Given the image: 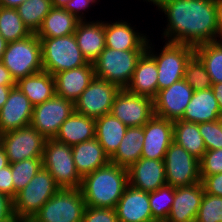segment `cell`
Listing matches in <instances>:
<instances>
[{"label": "cell", "instance_id": "8", "mask_svg": "<svg viewBox=\"0 0 222 222\" xmlns=\"http://www.w3.org/2000/svg\"><path fill=\"white\" fill-rule=\"evenodd\" d=\"M42 164L61 188H80L82 177L76 170L72 146L49 138L44 145Z\"/></svg>", "mask_w": 222, "mask_h": 222}, {"label": "cell", "instance_id": "2", "mask_svg": "<svg viewBox=\"0 0 222 222\" xmlns=\"http://www.w3.org/2000/svg\"><path fill=\"white\" fill-rule=\"evenodd\" d=\"M128 185L127 168L109 163L85 175L80 190L86 206L115 209Z\"/></svg>", "mask_w": 222, "mask_h": 222}, {"label": "cell", "instance_id": "13", "mask_svg": "<svg viewBox=\"0 0 222 222\" xmlns=\"http://www.w3.org/2000/svg\"><path fill=\"white\" fill-rule=\"evenodd\" d=\"M75 111L74 102L56 94L34 106L31 126L46 139L55 138L62 123Z\"/></svg>", "mask_w": 222, "mask_h": 222}, {"label": "cell", "instance_id": "15", "mask_svg": "<svg viewBox=\"0 0 222 222\" xmlns=\"http://www.w3.org/2000/svg\"><path fill=\"white\" fill-rule=\"evenodd\" d=\"M193 92V88L184 79L158 91L153 99L154 115L171 121L181 119Z\"/></svg>", "mask_w": 222, "mask_h": 222}, {"label": "cell", "instance_id": "58", "mask_svg": "<svg viewBox=\"0 0 222 222\" xmlns=\"http://www.w3.org/2000/svg\"><path fill=\"white\" fill-rule=\"evenodd\" d=\"M152 222H167L166 220H154Z\"/></svg>", "mask_w": 222, "mask_h": 222}, {"label": "cell", "instance_id": "49", "mask_svg": "<svg viewBox=\"0 0 222 222\" xmlns=\"http://www.w3.org/2000/svg\"><path fill=\"white\" fill-rule=\"evenodd\" d=\"M16 85H0V109L7 101L8 95L13 87Z\"/></svg>", "mask_w": 222, "mask_h": 222}, {"label": "cell", "instance_id": "18", "mask_svg": "<svg viewBox=\"0 0 222 222\" xmlns=\"http://www.w3.org/2000/svg\"><path fill=\"white\" fill-rule=\"evenodd\" d=\"M34 106L24 93L13 87L0 109V132L4 134L31 124Z\"/></svg>", "mask_w": 222, "mask_h": 222}, {"label": "cell", "instance_id": "12", "mask_svg": "<svg viewBox=\"0 0 222 222\" xmlns=\"http://www.w3.org/2000/svg\"><path fill=\"white\" fill-rule=\"evenodd\" d=\"M120 89L114 83L95 77L74 102L75 112L94 119L109 114Z\"/></svg>", "mask_w": 222, "mask_h": 222}, {"label": "cell", "instance_id": "38", "mask_svg": "<svg viewBox=\"0 0 222 222\" xmlns=\"http://www.w3.org/2000/svg\"><path fill=\"white\" fill-rule=\"evenodd\" d=\"M184 80L194 91L205 90L212 87L210 75L207 73L204 64L195 54L186 64Z\"/></svg>", "mask_w": 222, "mask_h": 222}, {"label": "cell", "instance_id": "6", "mask_svg": "<svg viewBox=\"0 0 222 222\" xmlns=\"http://www.w3.org/2000/svg\"><path fill=\"white\" fill-rule=\"evenodd\" d=\"M39 39L43 69L52 76L62 71L82 67L88 63L81 53L74 34Z\"/></svg>", "mask_w": 222, "mask_h": 222}, {"label": "cell", "instance_id": "14", "mask_svg": "<svg viewBox=\"0 0 222 222\" xmlns=\"http://www.w3.org/2000/svg\"><path fill=\"white\" fill-rule=\"evenodd\" d=\"M110 113L127 127L143 126L154 116L153 99L123 88L116 94Z\"/></svg>", "mask_w": 222, "mask_h": 222}, {"label": "cell", "instance_id": "56", "mask_svg": "<svg viewBox=\"0 0 222 222\" xmlns=\"http://www.w3.org/2000/svg\"><path fill=\"white\" fill-rule=\"evenodd\" d=\"M11 222H26V221H25V220H22V219L15 218V219L12 220Z\"/></svg>", "mask_w": 222, "mask_h": 222}, {"label": "cell", "instance_id": "57", "mask_svg": "<svg viewBox=\"0 0 222 222\" xmlns=\"http://www.w3.org/2000/svg\"><path fill=\"white\" fill-rule=\"evenodd\" d=\"M91 2H93L94 4H99L98 2H100V0H90Z\"/></svg>", "mask_w": 222, "mask_h": 222}, {"label": "cell", "instance_id": "50", "mask_svg": "<svg viewBox=\"0 0 222 222\" xmlns=\"http://www.w3.org/2000/svg\"><path fill=\"white\" fill-rule=\"evenodd\" d=\"M211 88L214 92L215 98L217 99L218 106L222 114V83H212Z\"/></svg>", "mask_w": 222, "mask_h": 222}, {"label": "cell", "instance_id": "33", "mask_svg": "<svg viewBox=\"0 0 222 222\" xmlns=\"http://www.w3.org/2000/svg\"><path fill=\"white\" fill-rule=\"evenodd\" d=\"M195 55L204 64L212 83H222V40L196 46Z\"/></svg>", "mask_w": 222, "mask_h": 222}, {"label": "cell", "instance_id": "35", "mask_svg": "<svg viewBox=\"0 0 222 222\" xmlns=\"http://www.w3.org/2000/svg\"><path fill=\"white\" fill-rule=\"evenodd\" d=\"M52 8V0H28L16 9L28 29L32 33H36Z\"/></svg>", "mask_w": 222, "mask_h": 222}, {"label": "cell", "instance_id": "23", "mask_svg": "<svg viewBox=\"0 0 222 222\" xmlns=\"http://www.w3.org/2000/svg\"><path fill=\"white\" fill-rule=\"evenodd\" d=\"M74 36L83 57L93 63L105 48V21H79Z\"/></svg>", "mask_w": 222, "mask_h": 222}, {"label": "cell", "instance_id": "36", "mask_svg": "<svg viewBox=\"0 0 222 222\" xmlns=\"http://www.w3.org/2000/svg\"><path fill=\"white\" fill-rule=\"evenodd\" d=\"M43 167L42 158L25 159L11 163L12 181L14 184V198Z\"/></svg>", "mask_w": 222, "mask_h": 222}, {"label": "cell", "instance_id": "21", "mask_svg": "<svg viewBox=\"0 0 222 222\" xmlns=\"http://www.w3.org/2000/svg\"><path fill=\"white\" fill-rule=\"evenodd\" d=\"M201 182L174 188V201L167 222H195L204 196Z\"/></svg>", "mask_w": 222, "mask_h": 222}, {"label": "cell", "instance_id": "54", "mask_svg": "<svg viewBox=\"0 0 222 222\" xmlns=\"http://www.w3.org/2000/svg\"><path fill=\"white\" fill-rule=\"evenodd\" d=\"M71 0H52L53 7L55 8H65L66 4Z\"/></svg>", "mask_w": 222, "mask_h": 222}, {"label": "cell", "instance_id": "45", "mask_svg": "<svg viewBox=\"0 0 222 222\" xmlns=\"http://www.w3.org/2000/svg\"><path fill=\"white\" fill-rule=\"evenodd\" d=\"M11 164L0 169V193L14 199V184L12 181Z\"/></svg>", "mask_w": 222, "mask_h": 222}, {"label": "cell", "instance_id": "1", "mask_svg": "<svg viewBox=\"0 0 222 222\" xmlns=\"http://www.w3.org/2000/svg\"><path fill=\"white\" fill-rule=\"evenodd\" d=\"M164 12L166 28L163 42L181 43L196 47L218 41L215 0H143Z\"/></svg>", "mask_w": 222, "mask_h": 222}, {"label": "cell", "instance_id": "7", "mask_svg": "<svg viewBox=\"0 0 222 222\" xmlns=\"http://www.w3.org/2000/svg\"><path fill=\"white\" fill-rule=\"evenodd\" d=\"M146 50H115L105 47L93 62L95 77L118 85L130 83L137 62Z\"/></svg>", "mask_w": 222, "mask_h": 222}, {"label": "cell", "instance_id": "55", "mask_svg": "<svg viewBox=\"0 0 222 222\" xmlns=\"http://www.w3.org/2000/svg\"><path fill=\"white\" fill-rule=\"evenodd\" d=\"M219 125H220V128L222 130V114L219 115L218 119H217Z\"/></svg>", "mask_w": 222, "mask_h": 222}, {"label": "cell", "instance_id": "47", "mask_svg": "<svg viewBox=\"0 0 222 222\" xmlns=\"http://www.w3.org/2000/svg\"><path fill=\"white\" fill-rule=\"evenodd\" d=\"M0 85H16V81L12 77L9 70L0 61Z\"/></svg>", "mask_w": 222, "mask_h": 222}, {"label": "cell", "instance_id": "53", "mask_svg": "<svg viewBox=\"0 0 222 222\" xmlns=\"http://www.w3.org/2000/svg\"><path fill=\"white\" fill-rule=\"evenodd\" d=\"M8 42L0 34V61L2 60L3 54L6 51Z\"/></svg>", "mask_w": 222, "mask_h": 222}, {"label": "cell", "instance_id": "17", "mask_svg": "<svg viewBox=\"0 0 222 222\" xmlns=\"http://www.w3.org/2000/svg\"><path fill=\"white\" fill-rule=\"evenodd\" d=\"M132 25L128 20H119V18L115 22L105 21V47L118 51L146 50L149 35Z\"/></svg>", "mask_w": 222, "mask_h": 222}, {"label": "cell", "instance_id": "19", "mask_svg": "<svg viewBox=\"0 0 222 222\" xmlns=\"http://www.w3.org/2000/svg\"><path fill=\"white\" fill-rule=\"evenodd\" d=\"M129 185L144 192H153L166 185L164 160L140 158L128 169Z\"/></svg>", "mask_w": 222, "mask_h": 222}, {"label": "cell", "instance_id": "24", "mask_svg": "<svg viewBox=\"0 0 222 222\" xmlns=\"http://www.w3.org/2000/svg\"><path fill=\"white\" fill-rule=\"evenodd\" d=\"M127 91L154 99L158 93V68L155 59L145 51L139 58Z\"/></svg>", "mask_w": 222, "mask_h": 222}, {"label": "cell", "instance_id": "39", "mask_svg": "<svg viewBox=\"0 0 222 222\" xmlns=\"http://www.w3.org/2000/svg\"><path fill=\"white\" fill-rule=\"evenodd\" d=\"M195 222H222V197L204 193Z\"/></svg>", "mask_w": 222, "mask_h": 222}, {"label": "cell", "instance_id": "41", "mask_svg": "<svg viewBox=\"0 0 222 222\" xmlns=\"http://www.w3.org/2000/svg\"><path fill=\"white\" fill-rule=\"evenodd\" d=\"M222 172V148L208 150L200 159V176L215 175Z\"/></svg>", "mask_w": 222, "mask_h": 222}, {"label": "cell", "instance_id": "10", "mask_svg": "<svg viewBox=\"0 0 222 222\" xmlns=\"http://www.w3.org/2000/svg\"><path fill=\"white\" fill-rule=\"evenodd\" d=\"M166 184L173 188L187 187L201 182L200 160L174 141L164 157Z\"/></svg>", "mask_w": 222, "mask_h": 222}, {"label": "cell", "instance_id": "51", "mask_svg": "<svg viewBox=\"0 0 222 222\" xmlns=\"http://www.w3.org/2000/svg\"><path fill=\"white\" fill-rule=\"evenodd\" d=\"M25 1L28 0H0V6L16 9Z\"/></svg>", "mask_w": 222, "mask_h": 222}, {"label": "cell", "instance_id": "40", "mask_svg": "<svg viewBox=\"0 0 222 222\" xmlns=\"http://www.w3.org/2000/svg\"><path fill=\"white\" fill-rule=\"evenodd\" d=\"M198 129L207 151L222 148V130L218 121L199 123Z\"/></svg>", "mask_w": 222, "mask_h": 222}, {"label": "cell", "instance_id": "31", "mask_svg": "<svg viewBox=\"0 0 222 222\" xmlns=\"http://www.w3.org/2000/svg\"><path fill=\"white\" fill-rule=\"evenodd\" d=\"M79 20L64 8L53 7L35 33L38 38L64 37L74 34Z\"/></svg>", "mask_w": 222, "mask_h": 222}, {"label": "cell", "instance_id": "29", "mask_svg": "<svg viewBox=\"0 0 222 222\" xmlns=\"http://www.w3.org/2000/svg\"><path fill=\"white\" fill-rule=\"evenodd\" d=\"M127 128L111 113L95 119V138L109 158L116 152Z\"/></svg>", "mask_w": 222, "mask_h": 222}, {"label": "cell", "instance_id": "26", "mask_svg": "<svg viewBox=\"0 0 222 222\" xmlns=\"http://www.w3.org/2000/svg\"><path fill=\"white\" fill-rule=\"evenodd\" d=\"M221 111L212 88L194 91L181 120L196 124L217 121Z\"/></svg>", "mask_w": 222, "mask_h": 222}, {"label": "cell", "instance_id": "44", "mask_svg": "<svg viewBox=\"0 0 222 222\" xmlns=\"http://www.w3.org/2000/svg\"><path fill=\"white\" fill-rule=\"evenodd\" d=\"M200 177L205 193L222 197V172Z\"/></svg>", "mask_w": 222, "mask_h": 222}, {"label": "cell", "instance_id": "11", "mask_svg": "<svg viewBox=\"0 0 222 222\" xmlns=\"http://www.w3.org/2000/svg\"><path fill=\"white\" fill-rule=\"evenodd\" d=\"M46 138L31 125L1 135V147L9 164L25 159L42 158Z\"/></svg>", "mask_w": 222, "mask_h": 222}, {"label": "cell", "instance_id": "3", "mask_svg": "<svg viewBox=\"0 0 222 222\" xmlns=\"http://www.w3.org/2000/svg\"><path fill=\"white\" fill-rule=\"evenodd\" d=\"M148 40L146 51L155 59L158 68V91L170 87L173 83L184 79L185 67L195 54V47L165 42L164 46L155 51V43Z\"/></svg>", "mask_w": 222, "mask_h": 222}, {"label": "cell", "instance_id": "22", "mask_svg": "<svg viewBox=\"0 0 222 222\" xmlns=\"http://www.w3.org/2000/svg\"><path fill=\"white\" fill-rule=\"evenodd\" d=\"M56 95L75 102L95 78L93 63L53 75Z\"/></svg>", "mask_w": 222, "mask_h": 222}, {"label": "cell", "instance_id": "37", "mask_svg": "<svg viewBox=\"0 0 222 222\" xmlns=\"http://www.w3.org/2000/svg\"><path fill=\"white\" fill-rule=\"evenodd\" d=\"M150 208L155 220H166L174 201V188L164 185L149 193Z\"/></svg>", "mask_w": 222, "mask_h": 222}, {"label": "cell", "instance_id": "42", "mask_svg": "<svg viewBox=\"0 0 222 222\" xmlns=\"http://www.w3.org/2000/svg\"><path fill=\"white\" fill-rule=\"evenodd\" d=\"M82 222H119L114 208L86 206Z\"/></svg>", "mask_w": 222, "mask_h": 222}, {"label": "cell", "instance_id": "4", "mask_svg": "<svg viewBox=\"0 0 222 222\" xmlns=\"http://www.w3.org/2000/svg\"><path fill=\"white\" fill-rule=\"evenodd\" d=\"M1 62L16 82L44 70L40 39L32 33L24 39L9 42Z\"/></svg>", "mask_w": 222, "mask_h": 222}, {"label": "cell", "instance_id": "32", "mask_svg": "<svg viewBox=\"0 0 222 222\" xmlns=\"http://www.w3.org/2000/svg\"><path fill=\"white\" fill-rule=\"evenodd\" d=\"M173 141L199 160L207 151L198 124L193 122L173 121Z\"/></svg>", "mask_w": 222, "mask_h": 222}, {"label": "cell", "instance_id": "5", "mask_svg": "<svg viewBox=\"0 0 222 222\" xmlns=\"http://www.w3.org/2000/svg\"><path fill=\"white\" fill-rule=\"evenodd\" d=\"M60 189L51 174L42 167L13 199L15 218L30 221Z\"/></svg>", "mask_w": 222, "mask_h": 222}, {"label": "cell", "instance_id": "46", "mask_svg": "<svg viewBox=\"0 0 222 222\" xmlns=\"http://www.w3.org/2000/svg\"><path fill=\"white\" fill-rule=\"evenodd\" d=\"M14 219L13 199L0 193V222H11Z\"/></svg>", "mask_w": 222, "mask_h": 222}, {"label": "cell", "instance_id": "9", "mask_svg": "<svg viewBox=\"0 0 222 222\" xmlns=\"http://www.w3.org/2000/svg\"><path fill=\"white\" fill-rule=\"evenodd\" d=\"M85 207L80 188H63L43 204L30 222H82Z\"/></svg>", "mask_w": 222, "mask_h": 222}, {"label": "cell", "instance_id": "25", "mask_svg": "<svg viewBox=\"0 0 222 222\" xmlns=\"http://www.w3.org/2000/svg\"><path fill=\"white\" fill-rule=\"evenodd\" d=\"M72 155L79 175H85L110 163L109 156L96 138L72 146Z\"/></svg>", "mask_w": 222, "mask_h": 222}, {"label": "cell", "instance_id": "20", "mask_svg": "<svg viewBox=\"0 0 222 222\" xmlns=\"http://www.w3.org/2000/svg\"><path fill=\"white\" fill-rule=\"evenodd\" d=\"M119 222H152L149 193L128 185L116 205Z\"/></svg>", "mask_w": 222, "mask_h": 222}, {"label": "cell", "instance_id": "48", "mask_svg": "<svg viewBox=\"0 0 222 222\" xmlns=\"http://www.w3.org/2000/svg\"><path fill=\"white\" fill-rule=\"evenodd\" d=\"M216 16H217V28L219 32V38L222 40V0H215Z\"/></svg>", "mask_w": 222, "mask_h": 222}, {"label": "cell", "instance_id": "52", "mask_svg": "<svg viewBox=\"0 0 222 222\" xmlns=\"http://www.w3.org/2000/svg\"><path fill=\"white\" fill-rule=\"evenodd\" d=\"M9 164L7 154L0 145V169L6 167Z\"/></svg>", "mask_w": 222, "mask_h": 222}, {"label": "cell", "instance_id": "27", "mask_svg": "<svg viewBox=\"0 0 222 222\" xmlns=\"http://www.w3.org/2000/svg\"><path fill=\"white\" fill-rule=\"evenodd\" d=\"M95 138V119L73 112L61 125L55 139L73 146Z\"/></svg>", "mask_w": 222, "mask_h": 222}, {"label": "cell", "instance_id": "43", "mask_svg": "<svg viewBox=\"0 0 222 222\" xmlns=\"http://www.w3.org/2000/svg\"><path fill=\"white\" fill-rule=\"evenodd\" d=\"M95 6L93 2L90 0H71L68 2L65 6V10H67L70 14L75 16L79 21H85L86 12L88 13V10H90V7L92 8Z\"/></svg>", "mask_w": 222, "mask_h": 222}, {"label": "cell", "instance_id": "16", "mask_svg": "<svg viewBox=\"0 0 222 222\" xmlns=\"http://www.w3.org/2000/svg\"><path fill=\"white\" fill-rule=\"evenodd\" d=\"M143 127L141 158L164 160L166 151L173 142V121L154 115Z\"/></svg>", "mask_w": 222, "mask_h": 222}, {"label": "cell", "instance_id": "28", "mask_svg": "<svg viewBox=\"0 0 222 222\" xmlns=\"http://www.w3.org/2000/svg\"><path fill=\"white\" fill-rule=\"evenodd\" d=\"M16 86L33 106L42 104L56 94L54 77L44 70L19 79Z\"/></svg>", "mask_w": 222, "mask_h": 222}, {"label": "cell", "instance_id": "34", "mask_svg": "<svg viewBox=\"0 0 222 222\" xmlns=\"http://www.w3.org/2000/svg\"><path fill=\"white\" fill-rule=\"evenodd\" d=\"M0 34L9 43L24 39L32 32L22 21L17 9L0 6Z\"/></svg>", "mask_w": 222, "mask_h": 222}, {"label": "cell", "instance_id": "30", "mask_svg": "<svg viewBox=\"0 0 222 222\" xmlns=\"http://www.w3.org/2000/svg\"><path fill=\"white\" fill-rule=\"evenodd\" d=\"M144 142V127H128L110 163L129 168L141 158Z\"/></svg>", "mask_w": 222, "mask_h": 222}]
</instances>
